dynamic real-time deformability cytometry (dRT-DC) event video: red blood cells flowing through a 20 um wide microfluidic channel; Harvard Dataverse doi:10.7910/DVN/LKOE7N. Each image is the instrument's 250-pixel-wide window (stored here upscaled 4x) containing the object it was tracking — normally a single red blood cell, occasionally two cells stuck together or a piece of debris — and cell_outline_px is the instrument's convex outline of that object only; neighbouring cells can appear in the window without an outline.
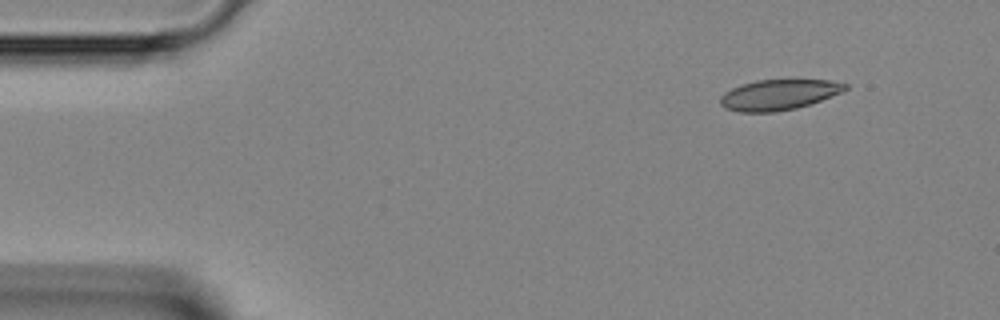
{"species": "Egyptian fruit bat (a non-hibernating species)", "species_latin": "Rousettus aegyptiacus", "temperature_condition": "room temperature", "stored_images_in_passage": 41, "camera_frame_rate_fps": 3000, "um_per_image_px": 0.085, "animal": {"sex": "female"}, "frame": {"image": 1, "passage_image": 1, "time_ms": 0.0, "image_size_px": [1000, 320], "cell_outline_px": [[848, 88], [844, 92], [796, 108], [776, 112], [740, 112], [724, 108], [720, 104], [720, 96], [724, 92], [732, 88], [756, 80], [832, 80], [848, 84]], "centroid_in_image_um": [66.2, 8.05], "position_along_channel_um": 18.8, "area_um2": 22.2}}
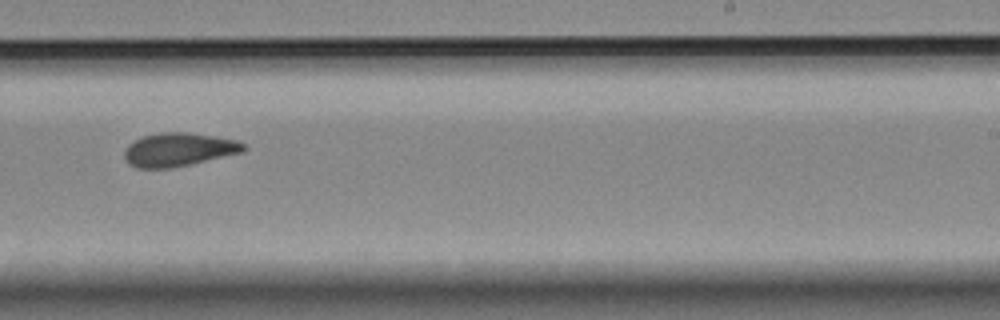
{"frame": {"image": 2, "passage_image": 24, "time_ms": 7.667, "image_size_px": [1000, 320], "cell_outline_px": [[248, 148], [244, 152], [172, 168], [136, 168], [128, 164], [124, 156], [124, 152], [128, 144], [144, 136], [160, 132], [188, 132], [216, 136], [236, 140], [244, 144]], "centroid_in_image_um": [15.2, 12.71], "position_along_channel_um": 273.8, "area_um2": 23.35}}
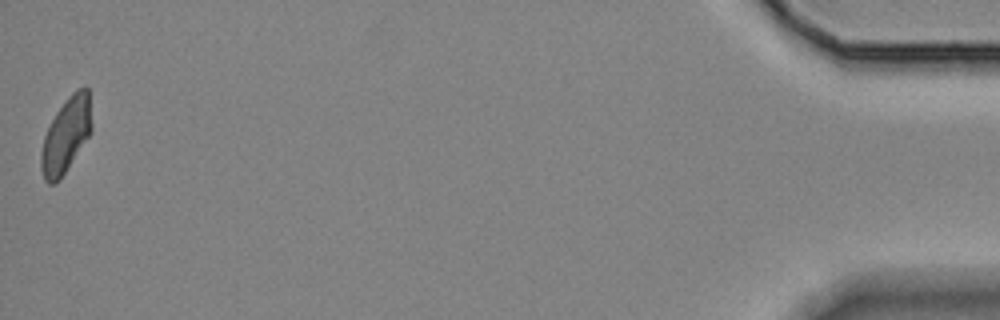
{"frame": {"image": 3, "passage_image": 41, "time_ms": 13.333, "image_size_px": [1000, 320], "cell_outline_px": [[92, 132], [60, 180], [52, 184], [48, 184], [44, 180], [40, 168], [40, 156], [44, 136], [56, 112], [64, 100], [76, 88], [84, 84], [88, 88], [92, 124]], "centroid_in_image_um": [5.62, 11.48], "position_along_channel_um": 429.6, "area_um2": 22.43}}